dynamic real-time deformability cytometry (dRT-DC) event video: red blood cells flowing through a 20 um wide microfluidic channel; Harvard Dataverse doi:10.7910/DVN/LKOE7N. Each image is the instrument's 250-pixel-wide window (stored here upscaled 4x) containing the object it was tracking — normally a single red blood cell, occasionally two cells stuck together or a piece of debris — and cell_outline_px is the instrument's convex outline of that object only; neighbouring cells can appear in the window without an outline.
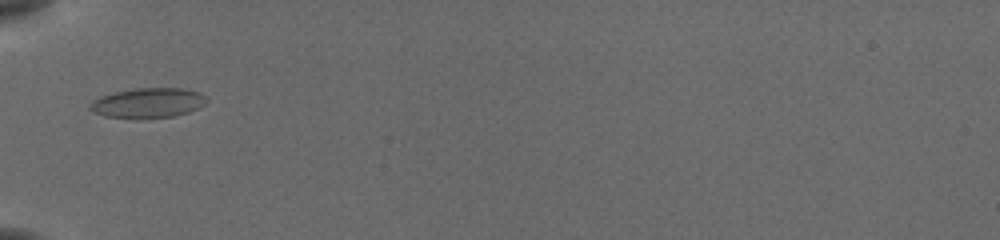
{"species": "common noctule bat (a hibernating species)", "species_latin": "Nyctalus noctula", "temperature_condition": "cold", "stored_images_in_passage": 35, "camera_frame_rate_fps": 3000, "um_per_image_px": 0.085, "animal": {"sex": "female", "body_mass_g": 19.5, "forearm_length_mm": 54.1}, "frame": {"image": 1, "passage_image": 1, "time_ms": 0.0, "image_size_px": [1000, 240], "cell_outline_px": [[208, 100], [204, 104], [188, 112], [172, 116], [136, 120], [104, 116], [88, 108], [88, 104], [92, 100], [100, 96], [116, 92], [136, 88], [180, 88], [200, 92]], "centroid_in_image_um": [12.53, 8.76], "position_along_channel_um": 72.5, "area_um2": 20.52}}
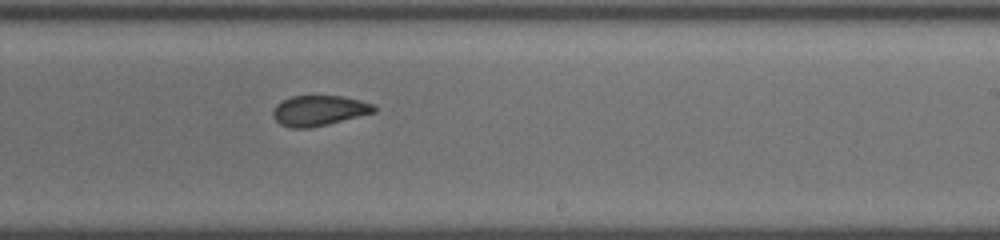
{"frame": {"image": 2, "passage_image": 16, "time_ms": 5.0, "image_size_px": [1000, 240], "cell_outline_px": [[376, 112], [328, 124], [308, 128], [292, 128], [280, 124], [272, 116], [272, 108], [276, 104], [292, 96], [344, 96], [360, 100], [372, 104], [376, 108]], "centroid_in_image_um": [27.1, 9.4], "position_along_channel_um": 261.9, "area_um2": 17.86}}
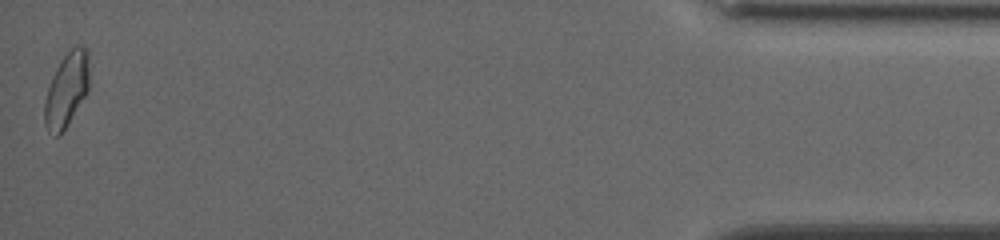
{"frame": {"image": 3, "passage_image": 35, "time_ms": 11.333, "image_size_px": [1000, 240], "cell_outline_px": [[88, 88], [84, 96], [68, 124], [60, 136], [56, 136], [48, 132], [44, 124], [44, 104], [48, 88], [52, 76], [60, 60], [76, 44], [80, 44], [88, 48]], "centroid_in_image_um": [5.64, 7.62], "position_along_channel_um": 429.6, "area_um2": 19.25}, "authors_computed_cell_mechanics": {"area_um2": 18.2648, "velocity_mm_per_s": 3.835, "shape_relaxation_time_tau1_ms": 8.3991, "shape_relaxation_time_tau2_ms": 1.868, "deformation_change_tau1": 0.1181, "deformation_change_tau2": 0.066}}